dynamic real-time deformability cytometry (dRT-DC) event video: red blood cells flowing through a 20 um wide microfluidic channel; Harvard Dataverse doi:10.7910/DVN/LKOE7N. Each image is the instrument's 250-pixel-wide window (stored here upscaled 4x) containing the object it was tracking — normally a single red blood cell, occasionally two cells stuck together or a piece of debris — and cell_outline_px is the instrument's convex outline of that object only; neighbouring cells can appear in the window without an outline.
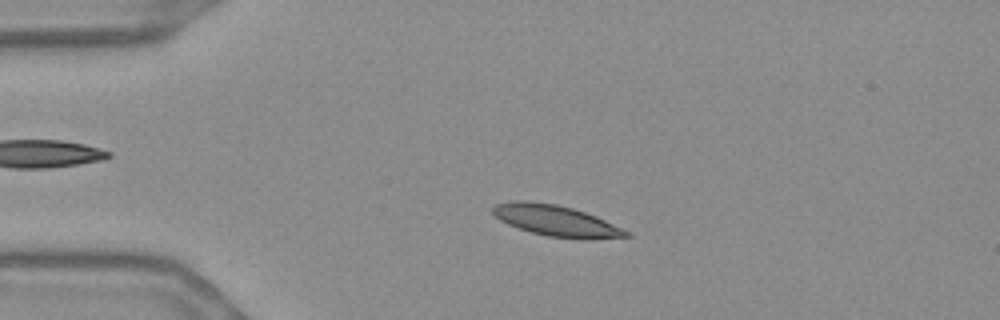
{"species": "Egyptian fruit bat (a non-hibernating species)", "species_latin": "Rousettus aegyptiacus", "temperature_condition": "warm", "stored_images_in_passage": 55, "camera_frame_rate_fps": 3000, "um_per_image_px": 0.085, "frame": {"image": 1, "passage_image": 12, "time_ms": 3.667, "image_size_px": [1000, 320], "cell_outline_px": [[632, 236], [588, 240], [584, 240], [548, 236], [532, 232], [508, 224], [500, 220], [492, 212], [492, 208], [496, 204], [512, 200], [528, 200], [556, 204], [572, 208], [596, 216], [628, 232]], "centroid_in_image_um": [47.24, 18.76], "position_along_channel_um": 37.8, "area_um2": 23.99}}
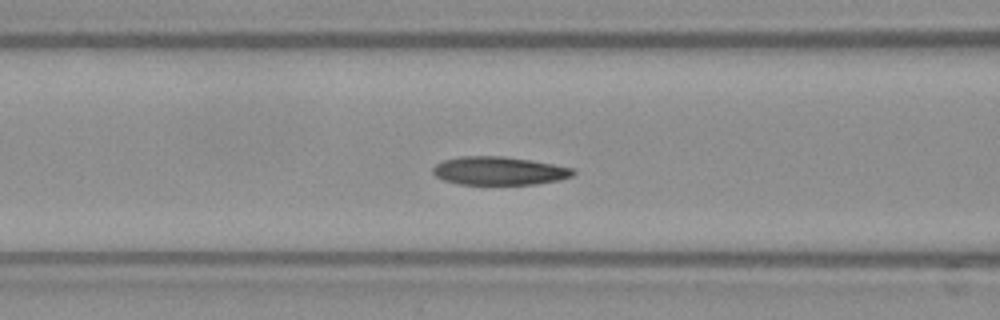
{"frame": {"image": 2, "passage_image": 22, "time_ms": 7.0, "image_size_px": [1000, 320], "cell_outline_px": [[576, 172], [572, 176], [560, 180], [536, 184], [460, 184], [444, 180], [436, 176], [432, 172], [432, 168], [436, 164], [444, 160], [460, 156], [504, 156], [532, 160], [572, 168]], "centroid_in_image_um": [42.42, 14.51], "position_along_channel_um": 124.2, "area_um2": 23.12}}
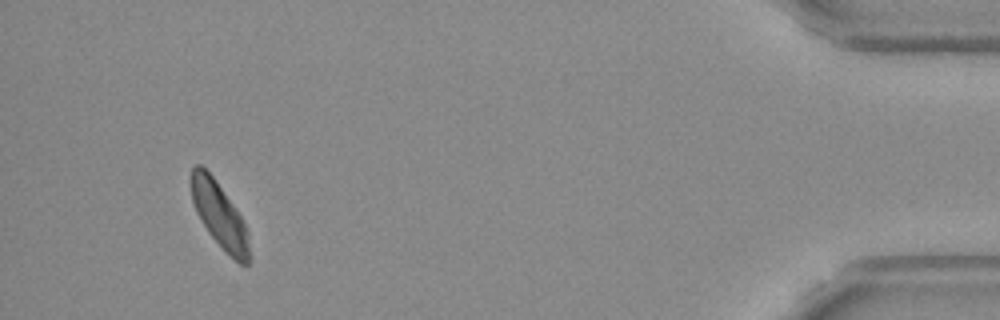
{"frame": {"image": 3, "passage_image": 52, "time_ms": 17.0, "image_size_px": [1000, 320], "cell_outline_px": [[248, 264], [240, 264], [208, 232], [200, 220], [196, 212], [192, 200], [192, 168], [196, 164], [200, 164], [212, 176], [240, 216], [248, 232]], "centroid_in_image_um": [18.62, 18.26], "position_along_channel_um": 416.6, "area_um2": 20.98}, "authors_computed_cell_mechanics": {"area_um2": 23.12, "velocity_mm_per_s": 3.6269, "shape_relaxation_time_tau1_ms": 4.8278, "shape_relaxation_time_tau2_ms": 5.2767, "deformation_change_tau1": 0.1257, "deformation_change_tau2": 0.0736}}